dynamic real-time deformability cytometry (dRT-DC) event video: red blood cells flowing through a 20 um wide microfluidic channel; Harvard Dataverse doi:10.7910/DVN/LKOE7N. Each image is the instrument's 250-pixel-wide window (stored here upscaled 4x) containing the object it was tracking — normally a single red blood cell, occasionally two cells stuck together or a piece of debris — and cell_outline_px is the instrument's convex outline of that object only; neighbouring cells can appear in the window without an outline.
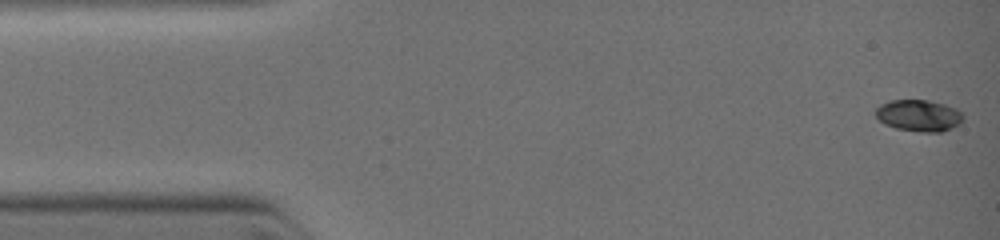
{"species": "common noctule bat (a hibernating species)", "species_latin": "Nyctalus noctula", "temperature_condition": "warm", "stored_images_in_passage": 31, "camera_frame_rate_fps": 3000, "um_per_image_px": 0.085, "animal": {"sex": "female", "body_mass_g": 19.0, "forearm_length_mm": 51.5}, "frame": {"image": 1, "passage_image": 1, "time_ms": 0.0, "image_size_px": [1000, 240], "cell_outline_px": [[964, 120], [960, 124], [952, 128], [940, 132], [920, 132], [896, 128], [884, 124], [872, 112], [880, 104], [892, 100], [928, 100], [944, 104], [956, 108], [964, 116]], "centroid_in_image_um": [78.1, 9.82], "position_along_channel_um": 6.9, "area_um2": 16.3}}
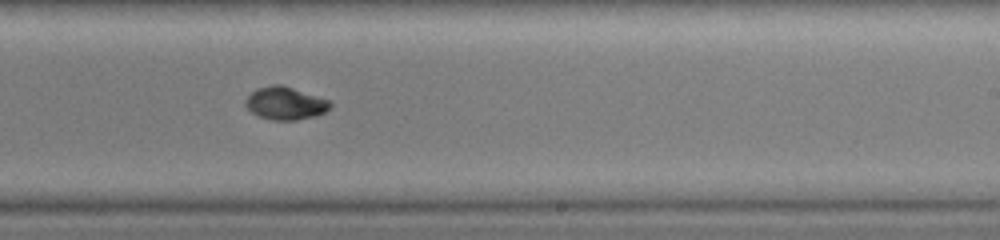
{"frame": {"image": 2, "passage_image": 19, "time_ms": 7.0, "image_size_px": [1000, 240], "cell_outline_px": [[332, 108], [316, 116], [296, 120], [272, 120], [260, 116], [252, 112], [244, 104], [244, 100], [256, 88], [272, 84], [280, 84], [332, 100]], "centroid_in_image_um": [24.29, 8.77], "position_along_channel_um": 264.7, "area_um2": 16.36}}
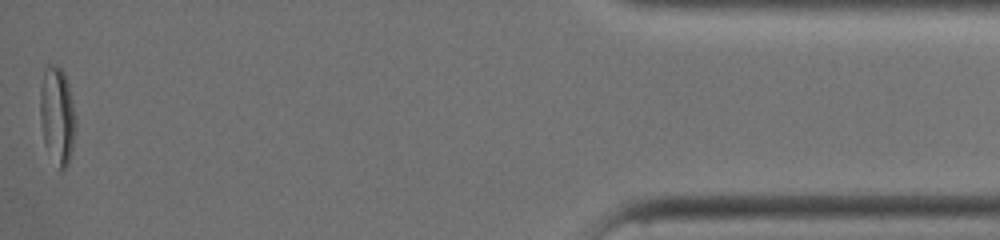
{"frame": {"image": 3, "passage_image": 31, "time_ms": 11.667, "image_size_px": [1000, 240], "cell_outline_px": [[76, 128], [72, 152], [68, 164], [64, 168], [60, 168], [44, 144], [40, 120], [40, 88], [44, 68], [48, 64], [56, 64], [64, 72], [68, 84], [72, 100], [76, 120]], "centroid_in_image_um": [4.86, 9.76], "position_along_channel_um": 430.3, "area_um2": 20.23}}